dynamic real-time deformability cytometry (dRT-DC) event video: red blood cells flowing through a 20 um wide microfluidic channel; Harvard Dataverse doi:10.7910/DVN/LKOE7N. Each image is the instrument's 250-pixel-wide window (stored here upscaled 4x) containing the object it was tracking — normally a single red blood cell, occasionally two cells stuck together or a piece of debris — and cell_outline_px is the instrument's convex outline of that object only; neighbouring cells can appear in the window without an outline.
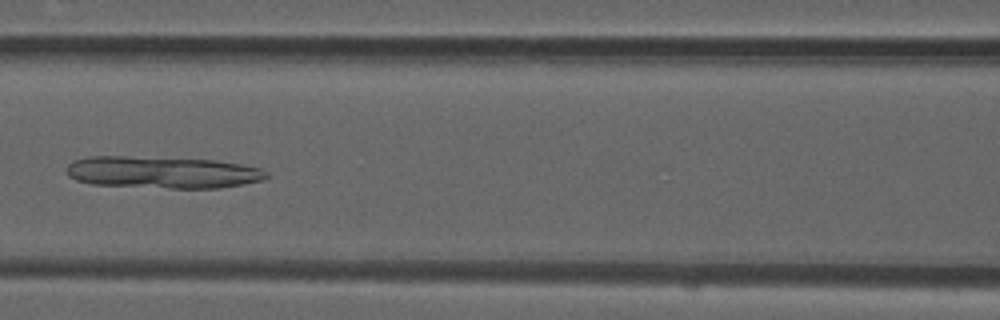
{"species": "common noctule bat (a hibernating species)", "species_latin": "Nyctalus noctula", "temperature_condition": "room temperature", "stored_images_in_passage": 23, "camera_frame_rate_fps": 3000, "um_per_image_px": 0.085, "animal": {"sex": "male", "forearm_length_mm": 52.5}, "frame": {"image": 1, "passage_image": 14, "time_ms": 4.333, "image_size_px": [1000, 320], "cell_outline_px": [[268, 176], [264, 180], [244, 184], [220, 188], [172, 188], [92, 184], [76, 180], [68, 176], [68, 164], [72, 160], [88, 156], [128, 156], [216, 160], [240, 164], [260, 168], [268, 172]], "centroid_in_image_um": [13.82, 14.64], "position_along_channel_um": 152.8, "area_um2": 37.34}}
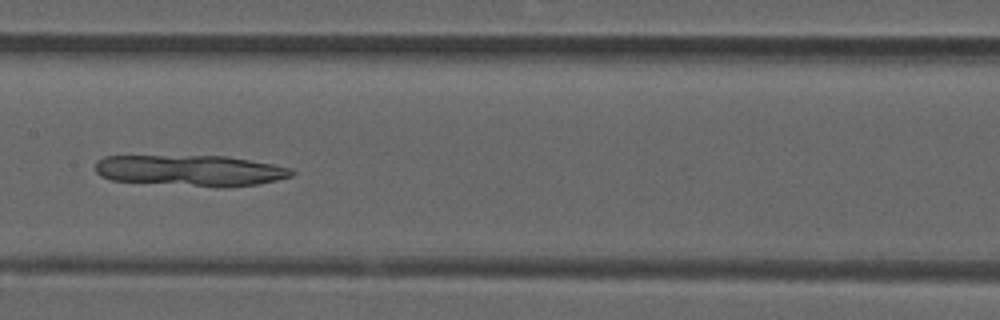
{"frame": {"image": 2, "passage_image": 17, "time_ms": 5.333, "image_size_px": [1000, 320], "cell_outline_px": [[296, 172], [292, 176], [260, 184], [228, 188], [224, 188], [112, 180], [100, 176], [96, 172], [96, 160], [104, 156], [224, 156], [272, 164], [288, 168]], "centroid_in_image_um": [16.19, 14.5], "position_along_channel_um": 191.2, "area_um2": 35.55}}
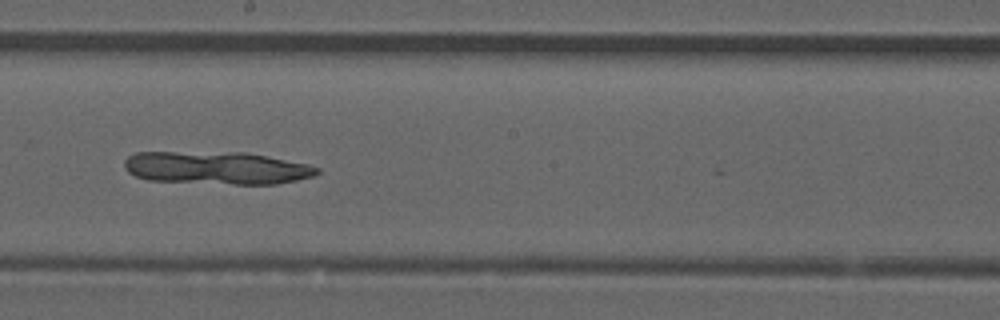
{"frame": {"image": 3, "passage_image": 20, "time_ms": 6.333, "image_size_px": [1000, 320], "cell_outline_px": [[320, 172], [312, 176], [296, 180], [276, 184], [232, 184], [148, 180], [136, 176], [128, 172], [124, 168], [124, 160], [128, 156], [136, 152], [244, 152], [308, 164], [320, 168]], "centroid_in_image_um": [18.39, 14.27], "position_along_channel_um": 229.8, "area_um2": 36.76}}